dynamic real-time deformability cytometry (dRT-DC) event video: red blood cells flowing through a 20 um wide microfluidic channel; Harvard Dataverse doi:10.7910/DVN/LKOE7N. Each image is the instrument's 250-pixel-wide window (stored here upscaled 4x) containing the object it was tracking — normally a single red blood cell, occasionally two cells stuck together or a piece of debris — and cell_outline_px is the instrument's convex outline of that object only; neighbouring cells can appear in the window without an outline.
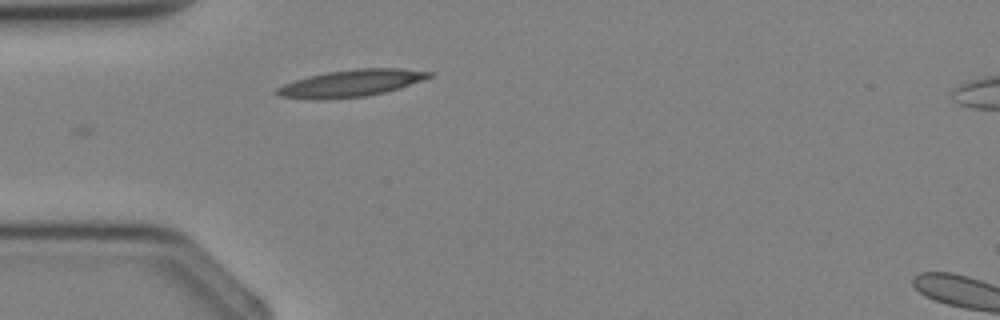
{"species": "Egyptian fruit bat (a non-hibernating species)", "species_latin": "Rousettus aegyptiacus", "temperature_condition": "cold", "stored_images_in_passage": 3, "camera_frame_rate_fps": 3000, "um_per_image_px": 0.085, "animal": {"sex": "female"}, "frame": {"image": 1, "passage_image": 2, "time_ms": 1.0, "image_size_px": [1000, 320], "cell_outline_px": [[432, 76], [400, 88], [368, 96], [276, 96], [272, 92], [276, 88], [284, 84], [308, 76], [328, 72], [356, 68], [400, 68], [432, 72]], "centroid_in_image_um": [29.93, 7.01], "position_along_channel_um": 55.1, "area_um2": 22.66}}